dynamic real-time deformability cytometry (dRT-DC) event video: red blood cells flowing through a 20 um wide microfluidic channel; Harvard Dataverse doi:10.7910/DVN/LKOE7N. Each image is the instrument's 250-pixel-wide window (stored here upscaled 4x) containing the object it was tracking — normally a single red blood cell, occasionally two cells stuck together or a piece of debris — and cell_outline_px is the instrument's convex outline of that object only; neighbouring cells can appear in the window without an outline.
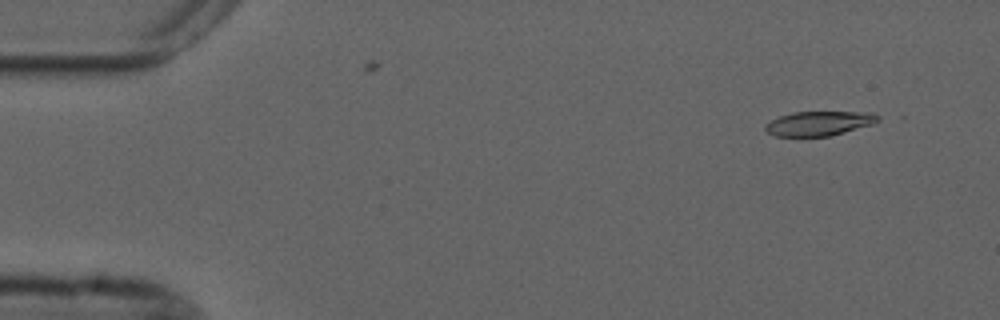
{"species": "common noctule bat (a hibernating species)", "species_latin": "Nyctalus noctula", "temperature_condition": "cold", "stored_images_in_passage": 7, "camera_frame_rate_fps": 3000, "um_per_image_px": 0.085, "animal": {"sex": "male", "forearm_length_mm": 52.5}, "frame": {"image": 1, "passage_image": 2, "time_ms": 1.333, "image_size_px": [1000, 320], "cell_outline_px": [[880, 120], [872, 124], [844, 132], [828, 136], [776, 136], [768, 132], [764, 128], [764, 124], [780, 116], [792, 112], [872, 112], [880, 116]], "centroid_in_image_um": [69.62, 10.48], "position_along_channel_um": 15.4, "area_um2": 15.95}}
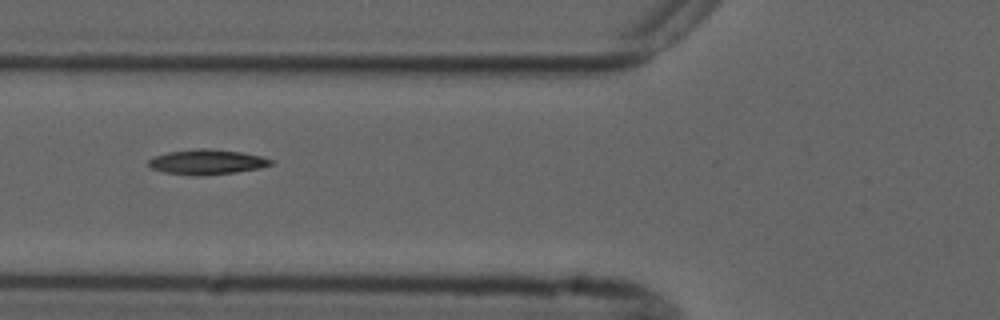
{"frame": {"image": 2, "passage_image": 6, "time_ms": 6.667, "image_size_px": [1000, 320], "cell_outline_px": [[276, 164], [260, 168], [236, 172], [196, 176], [164, 172], [152, 168], [148, 164], [148, 160], [156, 156], [168, 152], [196, 148], [204, 148], [240, 152], [260, 156], [272, 160]], "centroid_in_image_um": [17.61, 13.77], "position_along_channel_um": 108.2, "area_um2": 17.69}}
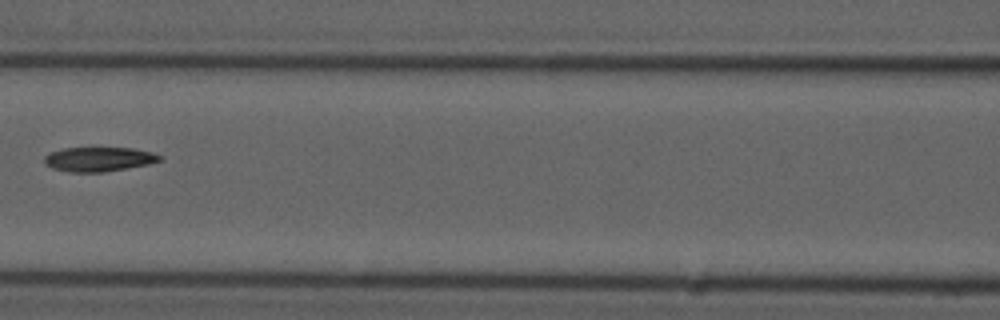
{"frame": {"image": 3, "passage_image": 7, "time_ms": 8.0, "image_size_px": [1000, 320], "cell_outline_px": [[164, 160], [148, 164], [104, 172], [68, 172], [52, 168], [44, 164], [44, 156], [48, 152], [64, 148], [132, 148], [152, 152], [164, 156]], "centroid_in_image_um": [8.4, 13.53], "position_along_channel_um": 158.2, "area_um2": 16.59}}